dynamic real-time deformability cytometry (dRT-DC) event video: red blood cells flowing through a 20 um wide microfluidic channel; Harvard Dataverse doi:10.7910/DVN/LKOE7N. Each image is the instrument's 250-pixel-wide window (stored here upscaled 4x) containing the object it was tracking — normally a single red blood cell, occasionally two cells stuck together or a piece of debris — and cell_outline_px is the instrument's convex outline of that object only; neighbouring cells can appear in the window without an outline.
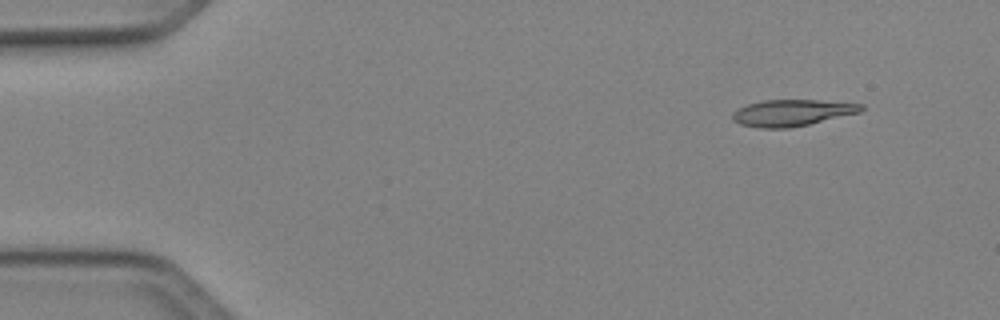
{"species": "Egyptian fruit bat (a non-hibernating species)", "species_latin": "Rousettus aegyptiacus", "temperature_condition": "cold", "stored_images_in_passage": 45, "camera_frame_rate_fps": 3000, "um_per_image_px": 0.085, "animal": {"sex": "female"}, "frame": {"image": 1, "passage_image": 1, "time_ms": 0.0, "image_size_px": [1000, 320], "cell_outline_px": [[864, 108], [860, 112], [808, 124], [788, 128], [760, 128], [740, 124], [732, 120], [732, 112], [748, 104], [764, 100], [820, 100], [864, 104]], "centroid_in_image_um": [67.31, 9.58], "position_along_channel_um": 17.7, "area_um2": 19.71}}
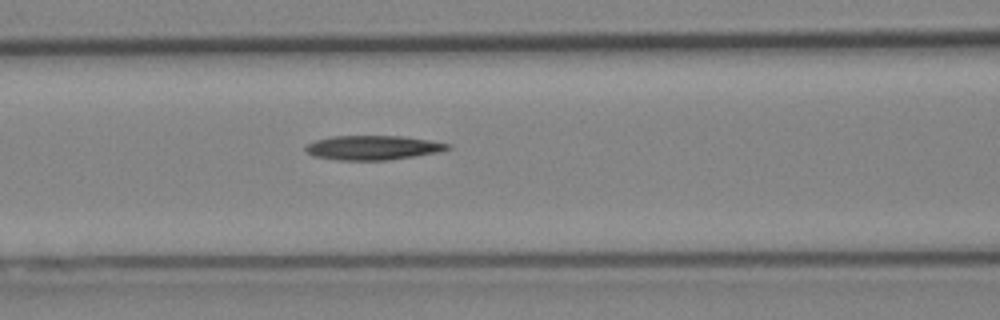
{"frame": {"image": 2, "passage_image": 17, "time_ms": 5.333, "image_size_px": [1000, 320], "cell_outline_px": [[452, 148], [436, 152], [388, 160], [336, 160], [316, 156], [308, 152], [304, 148], [308, 144], [316, 140], [332, 136], [404, 136], [452, 144]], "centroid_in_image_um": [31.71, 12.54], "position_along_channel_um": 134.9, "area_um2": 19.94}}
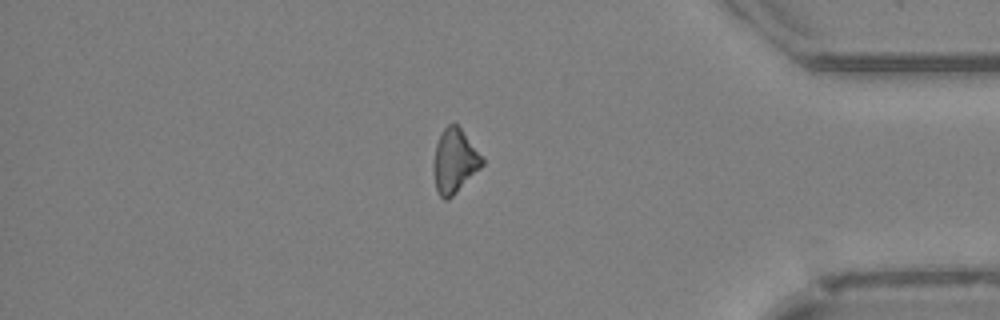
{"frame": {"image": 3, "passage_image": 38, "time_ms": 12.333, "image_size_px": [1000, 320], "cell_outline_px": [[484, 164], [448, 200], [444, 200], [440, 196], [436, 188], [432, 168], [436, 144], [444, 128], [448, 124], [456, 124], [460, 128], [484, 160]], "centroid_in_image_um": [38.6, 13.71], "position_along_channel_um": 396.6, "area_um2": 17.74}}